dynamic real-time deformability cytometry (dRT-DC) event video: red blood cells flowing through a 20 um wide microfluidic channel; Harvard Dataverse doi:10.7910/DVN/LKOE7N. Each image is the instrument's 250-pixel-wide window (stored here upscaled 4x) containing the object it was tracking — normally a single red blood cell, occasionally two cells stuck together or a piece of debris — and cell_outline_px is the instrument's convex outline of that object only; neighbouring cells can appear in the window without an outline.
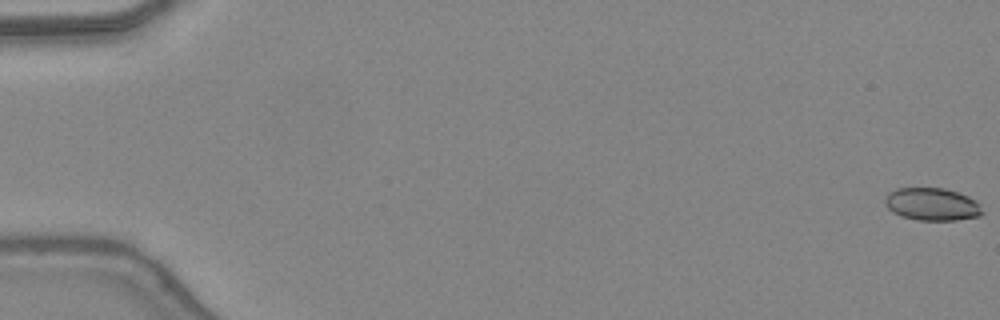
{"species": "common noctule bat (a hibernating species)", "species_latin": "Nyctalus noctula", "temperature_condition": "warm", "stored_images_in_passage": 13, "camera_frame_rate_fps": 3000, "um_per_image_px": 0.085, "animal": {"sex": "female", "body_mass_g": 24.6, "forearm_length_mm": 56.2}, "frame": {"image": 1, "passage_image": 1, "time_ms": 0.0, "image_size_px": [1000, 320], "cell_outline_px": [[984, 212], [980, 216], [956, 220], [916, 220], [900, 216], [892, 212], [884, 204], [884, 200], [888, 192], [896, 188], [944, 188], [968, 196], [976, 200], [980, 204]], "centroid_in_image_um": [79.21, 17.36], "position_along_channel_um": 5.8, "area_um2": 18.73}}
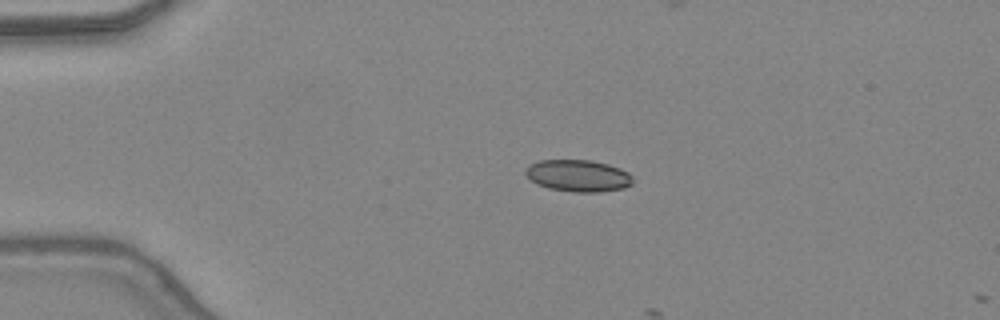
{"frame": {"image": 2, "passage_image": 12, "time_ms": 3.667, "image_size_px": [1000, 320], "cell_outline_px": [[632, 184], [624, 188], [600, 192], [572, 192], [548, 188], [536, 184], [524, 172], [524, 168], [528, 164], [540, 160], [592, 160], [608, 164], [620, 168], [628, 172], [632, 176]], "centroid_in_image_um": [49.13, 14.93], "position_along_channel_um": 35.9, "area_um2": 20.11}}